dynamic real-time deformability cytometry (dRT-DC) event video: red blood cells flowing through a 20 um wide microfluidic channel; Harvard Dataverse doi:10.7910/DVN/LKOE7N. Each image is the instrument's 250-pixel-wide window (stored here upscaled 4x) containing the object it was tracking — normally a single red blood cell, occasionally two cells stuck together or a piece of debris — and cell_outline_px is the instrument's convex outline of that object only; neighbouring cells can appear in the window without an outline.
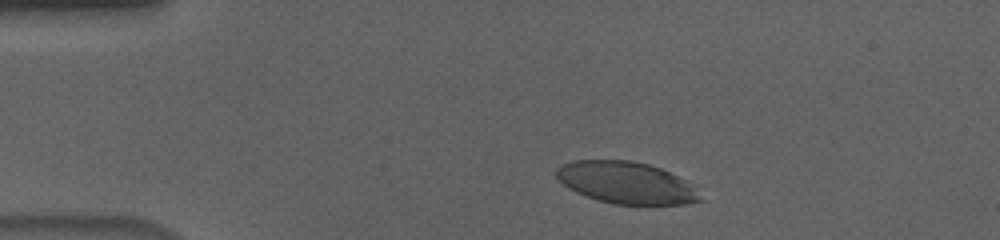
{"species": "human", "species_latin": "Homo sapiens", "temperature_condition": "cold", "stored_images_in_passage": 43, "camera_frame_rate_fps": 3000, "um_per_image_px": 0.085, "donor": {"sex": "male"}, "frame": {"image": 1, "passage_image": 5, "time_ms": 1.333, "image_size_px": [1000, 240], "cell_outline_px": [[708, 200], [684, 204], [612, 204], [596, 200], [576, 192], [568, 188], [556, 176], [556, 168], [560, 164], [572, 160], [632, 160], [648, 164], [660, 168], [696, 184]], "centroid_in_image_um": [53.32, 15.54], "position_along_channel_um": 31.7, "area_um2": 35.84}}
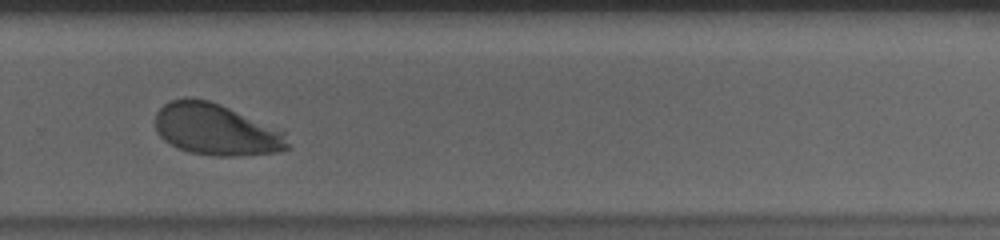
{"frame": {"image": 2, "passage_image": 33, "time_ms": 10.667, "image_size_px": [1000, 240], "cell_outline_px": [[292, 148], [280, 152], [240, 156], [212, 156], [188, 152], [164, 140], [156, 132], [156, 112], [164, 104], [172, 100], [184, 96], [188, 96], [208, 100], [220, 104], [284, 132]], "centroid_in_image_um": [18.36, 11.02], "position_along_channel_um": 311.4, "area_um2": 39.88}}
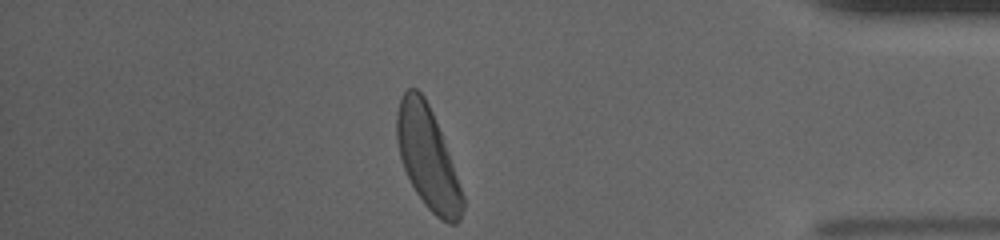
{"frame": {"image": 3, "passage_image": 43, "time_ms": 14.0, "image_size_px": [1000, 240], "cell_outline_px": [[464, 208], [460, 220], [456, 224], [448, 224], [440, 220], [424, 204], [416, 192], [404, 168], [400, 156], [396, 140], [396, 112], [400, 100], [404, 92], [408, 88], [416, 88], [424, 96], [432, 112], [440, 132], [464, 196]], "centroid_in_image_um": [36.34, 13.44], "position_along_channel_um": 398.9, "area_um2": 38.55}, "authors_computed_cell_mechanics": {"area_um2": 40.2866, "velocity_mm_per_s": 3.6111, "shape_relaxation_time_tau1_ms": 2.7032, "shape_relaxation_time_tau2_ms": null, "deformation_change_tau1": 0.1478, "deformation_change_tau2": null}}